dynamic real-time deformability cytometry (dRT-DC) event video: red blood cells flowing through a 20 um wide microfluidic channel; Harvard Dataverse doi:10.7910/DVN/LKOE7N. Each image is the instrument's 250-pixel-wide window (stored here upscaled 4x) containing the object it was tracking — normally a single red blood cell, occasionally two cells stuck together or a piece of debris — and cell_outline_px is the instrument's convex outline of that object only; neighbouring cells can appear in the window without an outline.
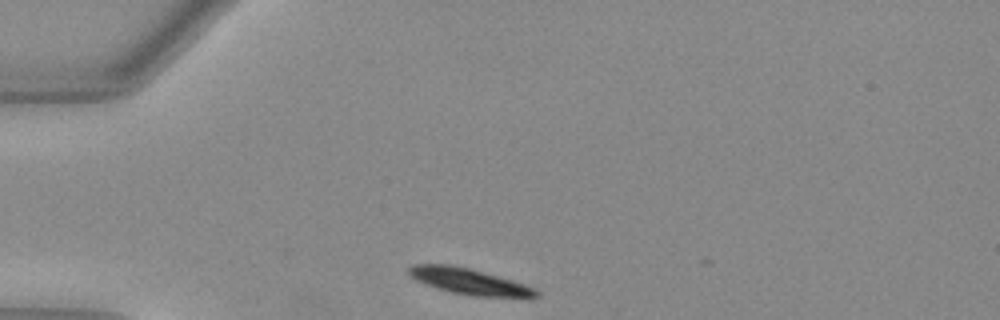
{"species": "Egyptian fruit bat (a non-hibernating species)", "species_latin": "Rousettus aegyptiacus", "temperature_condition": "warm", "stored_images_in_passage": 8, "camera_frame_rate_fps": 3000, "um_per_image_px": 0.085, "animal": {"sex": "female"}, "frame": {"image": 1, "passage_image": 1, "time_ms": 0.0, "image_size_px": [1000, 320], "cell_outline_px": [[540, 296], [472, 296], [452, 292], [416, 280], [408, 276], [408, 268], [412, 264], [452, 264], [472, 268], [512, 280], [536, 288], [540, 292]], "centroid_in_image_um": [39.85, 23.89], "position_along_channel_um": 45.2, "area_um2": 19.13}}
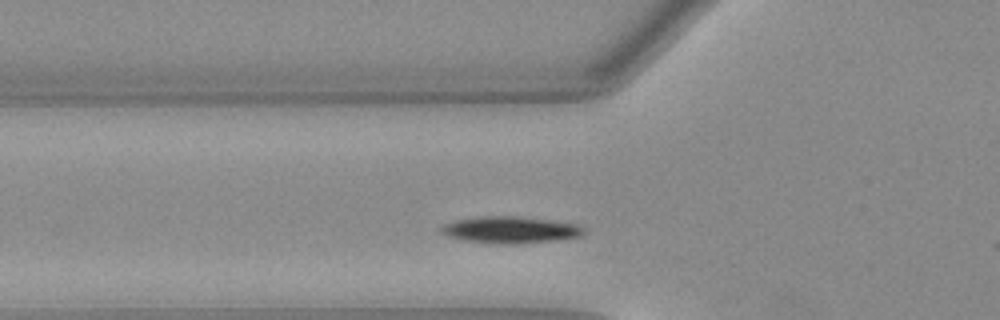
{"frame": {"image": 2, "passage_image": 6, "time_ms": 1.667, "image_size_px": [1000, 320], "cell_outline_px": [[584, 232], [580, 236], [564, 240], [512, 244], [492, 244], [464, 240], [448, 236], [440, 232], [440, 228], [444, 224], [456, 220], [476, 216], [520, 216], [580, 224], [584, 228]], "centroid_in_image_um": [43.41, 19.54], "position_along_channel_um": 82.4, "area_um2": 22.6}}